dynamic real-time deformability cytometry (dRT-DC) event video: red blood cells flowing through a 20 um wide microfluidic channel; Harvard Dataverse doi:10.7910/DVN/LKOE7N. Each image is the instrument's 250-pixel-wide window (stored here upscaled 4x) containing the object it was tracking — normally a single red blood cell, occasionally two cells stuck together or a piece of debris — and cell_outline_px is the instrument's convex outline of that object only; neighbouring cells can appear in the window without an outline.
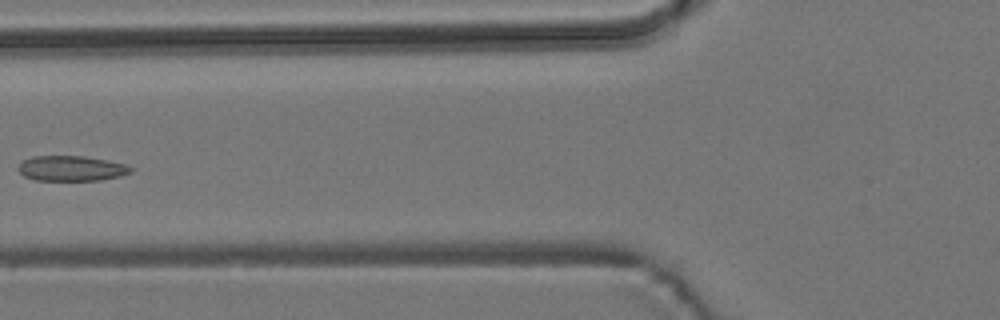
{"species": "common noctule bat (a hibernating species)", "species_latin": "Nyctalus noctula", "temperature_condition": "room temperature", "stored_images_in_passage": 7, "camera_frame_rate_fps": 3000, "um_per_image_px": 0.085, "animal": {"sex": "male", "body_mass_g": 19.2, "forearm_length_mm": 51.8}, "frame": {"image": 1, "passage_image": 6, "time_ms": 7.0, "image_size_px": [1000, 320], "cell_outline_px": [[132, 172], [120, 176], [100, 180], [36, 180], [24, 176], [16, 168], [24, 160], [32, 156], [84, 156], [108, 160], [128, 164], [132, 168]], "centroid_in_image_um": [6.09, 14.31], "position_along_channel_um": 119.7, "area_um2": 16.59}}
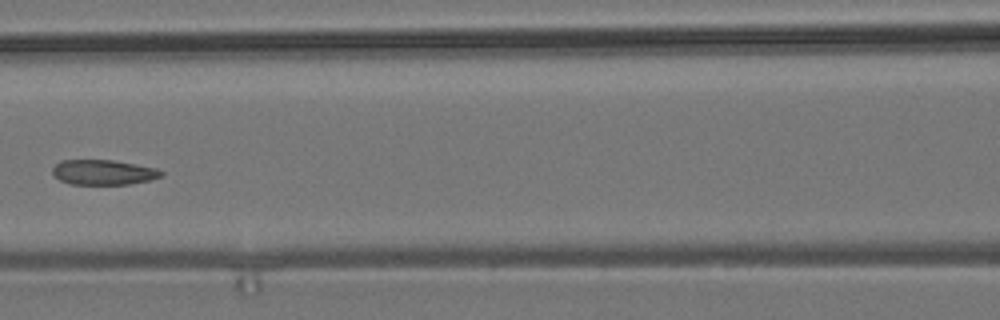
{"frame": {"image": 2, "passage_image": 7, "time_ms": 8.0, "image_size_px": [1000, 320], "cell_outline_px": [[164, 176], [148, 180], [128, 184], [72, 184], [60, 180], [52, 172], [52, 168], [60, 160], [112, 160], [136, 164], [156, 168], [164, 172]], "centroid_in_image_um": [8.8, 14.64], "position_along_channel_um": 157.8, "area_um2": 15.78}}